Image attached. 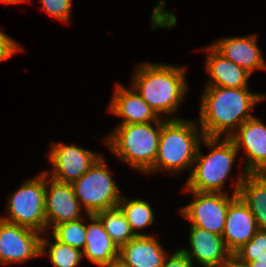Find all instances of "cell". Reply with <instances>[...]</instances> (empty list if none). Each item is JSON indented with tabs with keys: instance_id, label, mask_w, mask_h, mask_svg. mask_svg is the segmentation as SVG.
Returning <instances> with one entry per match:
<instances>
[{
	"instance_id": "obj_1",
	"label": "cell",
	"mask_w": 266,
	"mask_h": 267,
	"mask_svg": "<svg viewBox=\"0 0 266 267\" xmlns=\"http://www.w3.org/2000/svg\"><path fill=\"white\" fill-rule=\"evenodd\" d=\"M200 107V132L204 137H220L226 132L227 138L233 128L241 126L253 117L248 113L254 105L265 99L262 94L248 91V88L206 87Z\"/></svg>"
},
{
	"instance_id": "obj_2",
	"label": "cell",
	"mask_w": 266,
	"mask_h": 267,
	"mask_svg": "<svg viewBox=\"0 0 266 267\" xmlns=\"http://www.w3.org/2000/svg\"><path fill=\"white\" fill-rule=\"evenodd\" d=\"M135 72L132 88L157 115L177 110L188 88L184 68L145 63Z\"/></svg>"
},
{
	"instance_id": "obj_3",
	"label": "cell",
	"mask_w": 266,
	"mask_h": 267,
	"mask_svg": "<svg viewBox=\"0 0 266 267\" xmlns=\"http://www.w3.org/2000/svg\"><path fill=\"white\" fill-rule=\"evenodd\" d=\"M164 120L157 156L153 167L148 171L150 173L159 169L180 172L184 168L192 167L198 151L199 139L204 138L202 132H197L198 124L195 121L179 118Z\"/></svg>"
},
{
	"instance_id": "obj_4",
	"label": "cell",
	"mask_w": 266,
	"mask_h": 267,
	"mask_svg": "<svg viewBox=\"0 0 266 267\" xmlns=\"http://www.w3.org/2000/svg\"><path fill=\"white\" fill-rule=\"evenodd\" d=\"M164 122L162 119L156 121V128L151 122L118 125L104 140L105 144L110 146L119 159L147 173L154 165Z\"/></svg>"
},
{
	"instance_id": "obj_5",
	"label": "cell",
	"mask_w": 266,
	"mask_h": 267,
	"mask_svg": "<svg viewBox=\"0 0 266 267\" xmlns=\"http://www.w3.org/2000/svg\"><path fill=\"white\" fill-rule=\"evenodd\" d=\"M203 142L212 147L208 155L203 156L200 146L196 154L193 169L187 180L186 190L198 192L224 193L222 187L229 176L238 150L230 138L204 137ZM218 144V145H217Z\"/></svg>"
},
{
	"instance_id": "obj_6",
	"label": "cell",
	"mask_w": 266,
	"mask_h": 267,
	"mask_svg": "<svg viewBox=\"0 0 266 267\" xmlns=\"http://www.w3.org/2000/svg\"><path fill=\"white\" fill-rule=\"evenodd\" d=\"M72 187L76 198L85 207L86 215L116 207L122 198L102 155L82 177L72 183Z\"/></svg>"
},
{
	"instance_id": "obj_7",
	"label": "cell",
	"mask_w": 266,
	"mask_h": 267,
	"mask_svg": "<svg viewBox=\"0 0 266 267\" xmlns=\"http://www.w3.org/2000/svg\"><path fill=\"white\" fill-rule=\"evenodd\" d=\"M8 217L3 220L38 232L47 228L45 217V172L25 182L8 203Z\"/></svg>"
},
{
	"instance_id": "obj_8",
	"label": "cell",
	"mask_w": 266,
	"mask_h": 267,
	"mask_svg": "<svg viewBox=\"0 0 266 267\" xmlns=\"http://www.w3.org/2000/svg\"><path fill=\"white\" fill-rule=\"evenodd\" d=\"M194 193V201L181 209V214L189 219L191 226H197L209 232L222 235L229 204L238 196L233 193L198 192Z\"/></svg>"
},
{
	"instance_id": "obj_9",
	"label": "cell",
	"mask_w": 266,
	"mask_h": 267,
	"mask_svg": "<svg viewBox=\"0 0 266 267\" xmlns=\"http://www.w3.org/2000/svg\"><path fill=\"white\" fill-rule=\"evenodd\" d=\"M40 232L0 218V263L23 262L41 255Z\"/></svg>"
},
{
	"instance_id": "obj_10",
	"label": "cell",
	"mask_w": 266,
	"mask_h": 267,
	"mask_svg": "<svg viewBox=\"0 0 266 267\" xmlns=\"http://www.w3.org/2000/svg\"><path fill=\"white\" fill-rule=\"evenodd\" d=\"M48 156L54 168L51 178L69 184L82 177L100 157L90 150L58 143L53 144Z\"/></svg>"
},
{
	"instance_id": "obj_11",
	"label": "cell",
	"mask_w": 266,
	"mask_h": 267,
	"mask_svg": "<svg viewBox=\"0 0 266 267\" xmlns=\"http://www.w3.org/2000/svg\"><path fill=\"white\" fill-rule=\"evenodd\" d=\"M50 174L45 172V217L47 227L52 229L58 224L81 219L80 202L75 196L72 184L61 183L52 178H47ZM49 188L47 187V185Z\"/></svg>"
},
{
	"instance_id": "obj_12",
	"label": "cell",
	"mask_w": 266,
	"mask_h": 267,
	"mask_svg": "<svg viewBox=\"0 0 266 267\" xmlns=\"http://www.w3.org/2000/svg\"><path fill=\"white\" fill-rule=\"evenodd\" d=\"M236 149L242 145L246 152L247 165L245 172L248 174L266 173V125L257 120L254 116L247 119L230 136Z\"/></svg>"
},
{
	"instance_id": "obj_13",
	"label": "cell",
	"mask_w": 266,
	"mask_h": 267,
	"mask_svg": "<svg viewBox=\"0 0 266 267\" xmlns=\"http://www.w3.org/2000/svg\"><path fill=\"white\" fill-rule=\"evenodd\" d=\"M189 242L191 251L185 248L181 250L192 262L195 259L204 267H224L233 258L222 235L206 229L191 226Z\"/></svg>"
},
{
	"instance_id": "obj_14",
	"label": "cell",
	"mask_w": 266,
	"mask_h": 267,
	"mask_svg": "<svg viewBox=\"0 0 266 267\" xmlns=\"http://www.w3.org/2000/svg\"><path fill=\"white\" fill-rule=\"evenodd\" d=\"M258 230L254 215L242 199L237 196L229 204L222 234L227 249L233 255L239 248L248 243Z\"/></svg>"
},
{
	"instance_id": "obj_15",
	"label": "cell",
	"mask_w": 266,
	"mask_h": 267,
	"mask_svg": "<svg viewBox=\"0 0 266 267\" xmlns=\"http://www.w3.org/2000/svg\"><path fill=\"white\" fill-rule=\"evenodd\" d=\"M166 256L154 236L136 235L119 248L118 261L126 267H162Z\"/></svg>"
},
{
	"instance_id": "obj_16",
	"label": "cell",
	"mask_w": 266,
	"mask_h": 267,
	"mask_svg": "<svg viewBox=\"0 0 266 267\" xmlns=\"http://www.w3.org/2000/svg\"><path fill=\"white\" fill-rule=\"evenodd\" d=\"M212 46L225 58L252 74L254 69H265L266 62L257 46L256 37H228Z\"/></svg>"
},
{
	"instance_id": "obj_17",
	"label": "cell",
	"mask_w": 266,
	"mask_h": 267,
	"mask_svg": "<svg viewBox=\"0 0 266 267\" xmlns=\"http://www.w3.org/2000/svg\"><path fill=\"white\" fill-rule=\"evenodd\" d=\"M132 89H125L118 84L109 105V110L113 114L123 117L120 125L158 121V115L135 89Z\"/></svg>"
},
{
	"instance_id": "obj_18",
	"label": "cell",
	"mask_w": 266,
	"mask_h": 267,
	"mask_svg": "<svg viewBox=\"0 0 266 267\" xmlns=\"http://www.w3.org/2000/svg\"><path fill=\"white\" fill-rule=\"evenodd\" d=\"M87 217L93 222L86 226L83 256L101 267L114 263L119 258L118 246L105 231L102 221L96 214H87Z\"/></svg>"
},
{
	"instance_id": "obj_19",
	"label": "cell",
	"mask_w": 266,
	"mask_h": 267,
	"mask_svg": "<svg viewBox=\"0 0 266 267\" xmlns=\"http://www.w3.org/2000/svg\"><path fill=\"white\" fill-rule=\"evenodd\" d=\"M235 195L248 206L259 230H266V173L243 174L237 178Z\"/></svg>"
},
{
	"instance_id": "obj_20",
	"label": "cell",
	"mask_w": 266,
	"mask_h": 267,
	"mask_svg": "<svg viewBox=\"0 0 266 267\" xmlns=\"http://www.w3.org/2000/svg\"><path fill=\"white\" fill-rule=\"evenodd\" d=\"M206 70L211 77L207 87L247 88L249 76L244 68L231 62L213 46L208 48Z\"/></svg>"
},
{
	"instance_id": "obj_21",
	"label": "cell",
	"mask_w": 266,
	"mask_h": 267,
	"mask_svg": "<svg viewBox=\"0 0 266 267\" xmlns=\"http://www.w3.org/2000/svg\"><path fill=\"white\" fill-rule=\"evenodd\" d=\"M96 215L100 218L105 231L118 248L128 243L136 236L131 230L130 224L122 210L118 206L98 212Z\"/></svg>"
},
{
	"instance_id": "obj_22",
	"label": "cell",
	"mask_w": 266,
	"mask_h": 267,
	"mask_svg": "<svg viewBox=\"0 0 266 267\" xmlns=\"http://www.w3.org/2000/svg\"><path fill=\"white\" fill-rule=\"evenodd\" d=\"M117 206L122 210L133 233L135 235H146L137 233L136 229L150 226L153 223L154 213L149 203L140 199L129 200L122 196Z\"/></svg>"
},
{
	"instance_id": "obj_23",
	"label": "cell",
	"mask_w": 266,
	"mask_h": 267,
	"mask_svg": "<svg viewBox=\"0 0 266 267\" xmlns=\"http://www.w3.org/2000/svg\"><path fill=\"white\" fill-rule=\"evenodd\" d=\"M55 243H50L41 237V255L49 245V259L55 267H77L83 258V252L80 249L71 247L57 240L54 236Z\"/></svg>"
},
{
	"instance_id": "obj_24",
	"label": "cell",
	"mask_w": 266,
	"mask_h": 267,
	"mask_svg": "<svg viewBox=\"0 0 266 267\" xmlns=\"http://www.w3.org/2000/svg\"><path fill=\"white\" fill-rule=\"evenodd\" d=\"M86 225L81 219L64 222L53 228V236L64 244L83 251L85 247Z\"/></svg>"
},
{
	"instance_id": "obj_25",
	"label": "cell",
	"mask_w": 266,
	"mask_h": 267,
	"mask_svg": "<svg viewBox=\"0 0 266 267\" xmlns=\"http://www.w3.org/2000/svg\"><path fill=\"white\" fill-rule=\"evenodd\" d=\"M233 258L237 262H266V230H258L248 243L233 254Z\"/></svg>"
},
{
	"instance_id": "obj_26",
	"label": "cell",
	"mask_w": 266,
	"mask_h": 267,
	"mask_svg": "<svg viewBox=\"0 0 266 267\" xmlns=\"http://www.w3.org/2000/svg\"><path fill=\"white\" fill-rule=\"evenodd\" d=\"M41 2L49 15L68 22L71 12V0H41Z\"/></svg>"
},
{
	"instance_id": "obj_27",
	"label": "cell",
	"mask_w": 266,
	"mask_h": 267,
	"mask_svg": "<svg viewBox=\"0 0 266 267\" xmlns=\"http://www.w3.org/2000/svg\"><path fill=\"white\" fill-rule=\"evenodd\" d=\"M19 50L21 51L22 47L0 30V62L8 60Z\"/></svg>"
},
{
	"instance_id": "obj_28",
	"label": "cell",
	"mask_w": 266,
	"mask_h": 267,
	"mask_svg": "<svg viewBox=\"0 0 266 267\" xmlns=\"http://www.w3.org/2000/svg\"><path fill=\"white\" fill-rule=\"evenodd\" d=\"M166 256L162 267H193V262L181 250H177L171 257Z\"/></svg>"
},
{
	"instance_id": "obj_29",
	"label": "cell",
	"mask_w": 266,
	"mask_h": 267,
	"mask_svg": "<svg viewBox=\"0 0 266 267\" xmlns=\"http://www.w3.org/2000/svg\"><path fill=\"white\" fill-rule=\"evenodd\" d=\"M245 267H266V262L251 261V262H238Z\"/></svg>"
},
{
	"instance_id": "obj_30",
	"label": "cell",
	"mask_w": 266,
	"mask_h": 267,
	"mask_svg": "<svg viewBox=\"0 0 266 267\" xmlns=\"http://www.w3.org/2000/svg\"><path fill=\"white\" fill-rule=\"evenodd\" d=\"M224 267H245V266L239 264L234 258H232Z\"/></svg>"
},
{
	"instance_id": "obj_31",
	"label": "cell",
	"mask_w": 266,
	"mask_h": 267,
	"mask_svg": "<svg viewBox=\"0 0 266 267\" xmlns=\"http://www.w3.org/2000/svg\"><path fill=\"white\" fill-rule=\"evenodd\" d=\"M105 267H126L124 266L122 263H120L118 260L115 261L114 263L108 265V266H105Z\"/></svg>"
},
{
	"instance_id": "obj_32",
	"label": "cell",
	"mask_w": 266,
	"mask_h": 267,
	"mask_svg": "<svg viewBox=\"0 0 266 267\" xmlns=\"http://www.w3.org/2000/svg\"><path fill=\"white\" fill-rule=\"evenodd\" d=\"M1 2H4V3H19V2H26L27 0H0Z\"/></svg>"
}]
</instances>
